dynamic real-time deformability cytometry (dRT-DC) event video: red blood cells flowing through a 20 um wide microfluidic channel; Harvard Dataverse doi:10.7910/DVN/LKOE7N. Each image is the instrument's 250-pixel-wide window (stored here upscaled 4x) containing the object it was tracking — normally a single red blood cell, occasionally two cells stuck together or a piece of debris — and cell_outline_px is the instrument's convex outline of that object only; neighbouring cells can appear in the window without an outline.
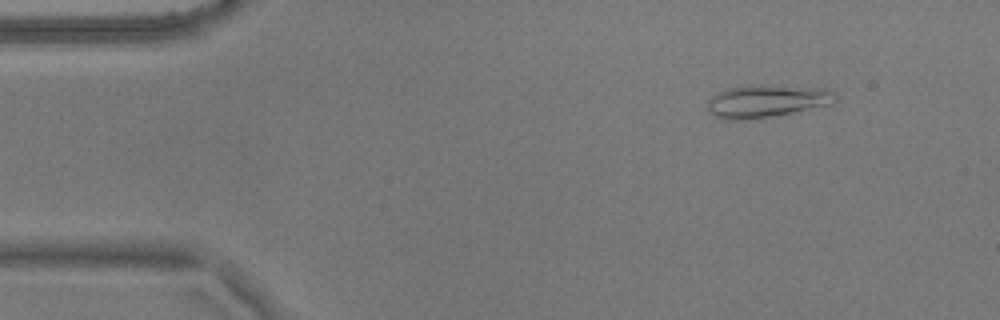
{"species": "common noctule bat (a hibernating species)", "species_latin": "Nyctalus noctula", "temperature_condition": "warm", "stored_images_in_passage": 51, "camera_frame_rate_fps": 3000, "um_per_image_px": 0.085, "animal": {"sex": "male", "body_mass_g": 17.9}, "frame": {"image": 1, "passage_image": 2, "time_ms": 0.333, "image_size_px": [1000, 320], "cell_outline_px": [[840, 100], [832, 104], [772, 116], [748, 120], [724, 120], [708, 112], [708, 100], [716, 92], [728, 88], [752, 84], [760, 84], [832, 88], [840, 96]], "centroid_in_image_um": [65.24, 8.57], "position_along_channel_um": 19.8, "area_um2": 25.09}}
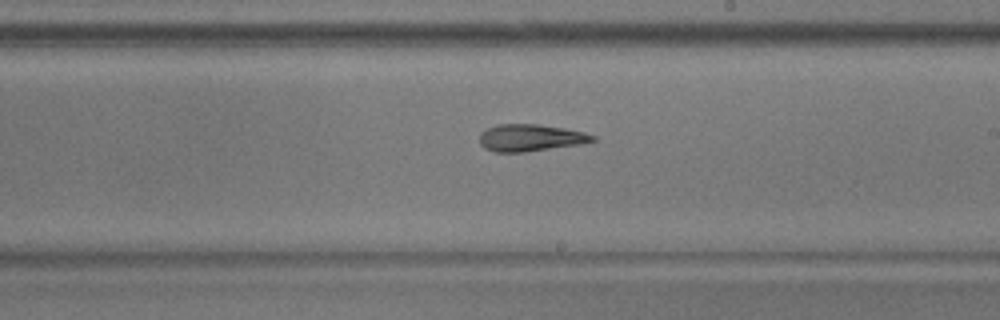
{"frame": {"image": 2, "passage_image": 27, "time_ms": 8.667, "image_size_px": [1000, 320], "cell_outline_px": [[596, 140], [584, 144], [524, 152], [496, 152], [484, 148], [480, 144], [480, 132], [496, 124], [540, 124], [564, 128], [584, 132], [596, 136]], "centroid_in_image_um": [45.11, 11.71], "position_along_channel_um": 243.9, "area_um2": 17.98}}
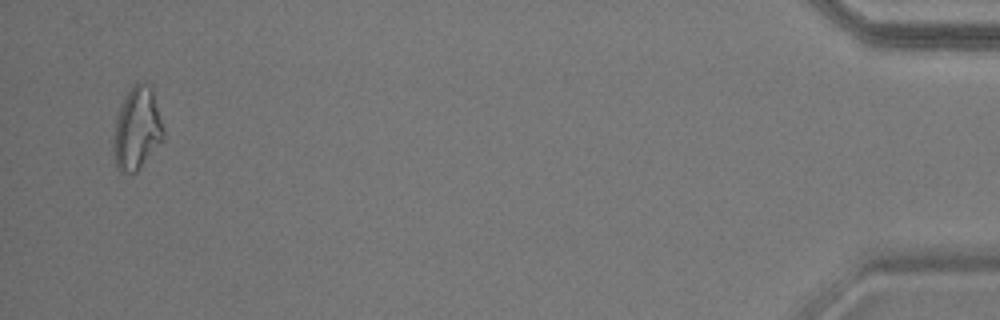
{"frame": {"image": 3, "passage_image": 49, "time_ms": 16.0, "image_size_px": [1000, 320], "cell_outline_px": [[164, 136], [136, 172], [120, 172], [116, 168], [112, 148], [112, 140], [116, 120], [124, 96], [136, 84], [148, 84], [152, 88], [164, 128]], "centroid_in_image_um": [11.61, 10.96], "position_along_channel_um": 423.6, "area_um2": 23.58}, "authors_computed_cell_mechanics": {"area_um2": 19.4208, "velocity_mm_per_s": 3.6228, "shape_relaxation_time_tau1_ms": null, "shape_relaxation_time_tau2_ms": 5.4044, "deformation_change_tau1": null, "deformation_change_tau2": 0.1473}}